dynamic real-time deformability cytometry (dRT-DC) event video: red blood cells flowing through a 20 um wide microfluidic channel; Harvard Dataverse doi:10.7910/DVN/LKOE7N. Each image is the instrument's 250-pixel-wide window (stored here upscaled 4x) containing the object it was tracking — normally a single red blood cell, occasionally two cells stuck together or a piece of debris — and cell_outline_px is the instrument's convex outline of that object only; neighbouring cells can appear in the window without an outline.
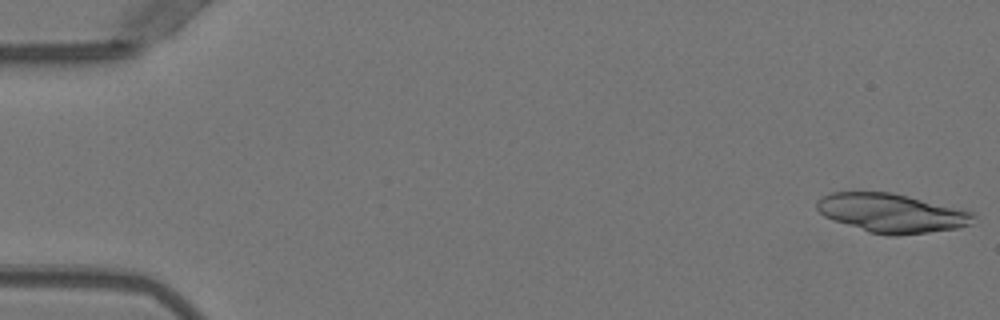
{"species": "Egyptian fruit bat (a non-hibernating species)", "species_latin": "Rousettus aegyptiacus", "temperature_condition": "warm", "stored_images_in_passage": 51, "camera_frame_rate_fps": 3000, "um_per_image_px": 0.085, "animal": {"sex": "female"}, "frame": {"image": 1, "passage_image": 1, "time_ms": 0.0, "image_size_px": [1000, 320], "cell_outline_px": [[976, 216], [968, 224], [960, 228], [896, 236], [888, 236], [868, 232], [832, 220], [824, 216], [816, 208], [816, 200], [820, 196], [832, 192], [892, 192], [972, 212]], "centroid_in_image_um": [75.71, 18.11], "position_along_channel_um": 9.3, "area_um2": 35.43}}
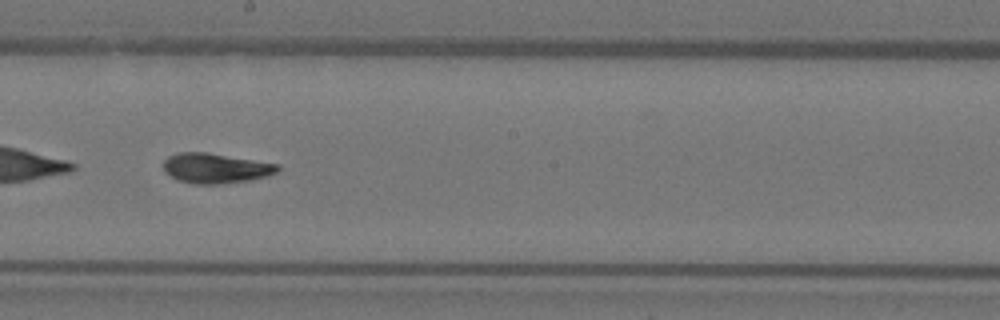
{"frame": {"image": 2, "passage_image": 29, "time_ms": 9.333, "image_size_px": [1000, 320], "cell_outline_px": [[280, 168], [276, 172], [268, 176], [248, 180], [220, 184], [192, 184], [176, 180], [164, 172], [164, 160], [168, 156], [176, 152], [208, 152], [280, 164]], "centroid_in_image_um": [18.3, 14.29], "position_along_channel_um": 229.9, "area_um2": 20.23}}
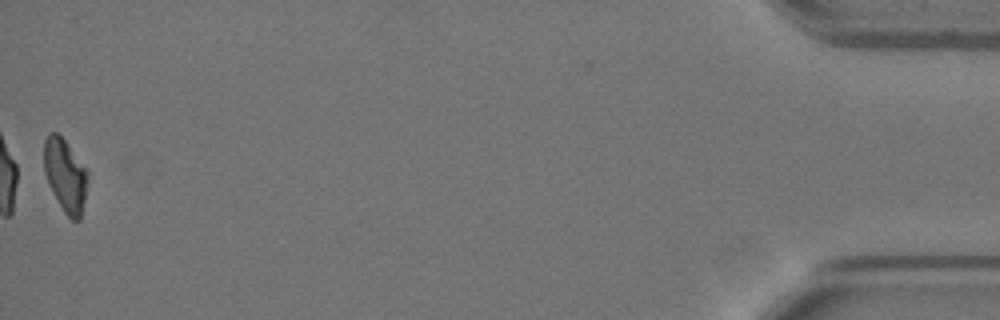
{"frame": {"image": 3, "passage_image": 51, "time_ms": 16.667, "image_size_px": [1000, 320], "cell_outline_px": [[88, 176], [84, 200], [80, 220], [72, 220], [64, 212], [52, 192], [48, 184], [44, 172], [44, 140], [48, 132], [56, 132], [64, 140], [88, 172]], "centroid_in_image_um": [5.52, 14.9], "position_along_channel_um": 429.7, "area_um2": 18.32}, "authors_computed_cell_mechanics": {"area_um2": 19.941, "velocity_mm_per_s": 3.9874, "shape_relaxation_time_tau1_ms": 9.8415, "shape_relaxation_time_tau2_ms": 2.5253, "deformation_change_tau1": 0.323, "deformation_change_tau2": 0.0889}}